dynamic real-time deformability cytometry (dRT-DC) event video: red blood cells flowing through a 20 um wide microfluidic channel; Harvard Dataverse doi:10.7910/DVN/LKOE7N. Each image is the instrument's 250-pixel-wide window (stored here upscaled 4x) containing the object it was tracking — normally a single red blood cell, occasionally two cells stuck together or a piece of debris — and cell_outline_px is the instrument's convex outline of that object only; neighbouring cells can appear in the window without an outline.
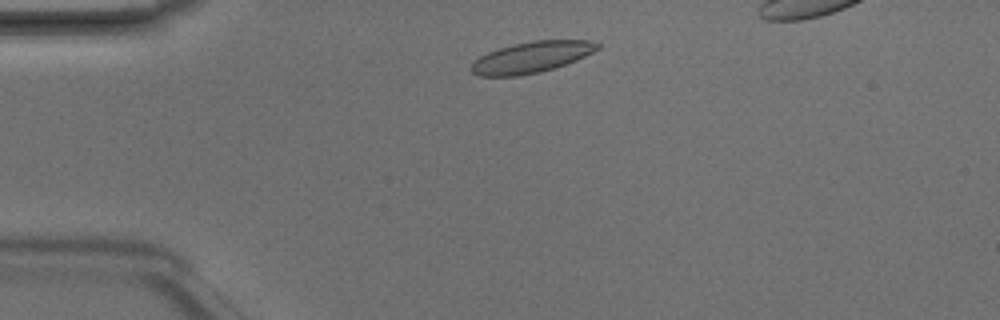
{"species": "Egyptian fruit bat (a non-hibernating species)", "species_latin": "Rousettus aegyptiacus", "temperature_condition": "room temperature", "stored_images_in_passage": 5, "camera_frame_rate_fps": 3000, "um_per_image_px": 0.085, "animal": {"sex": "male"}, "frame": {"image": 1, "passage_image": 2, "time_ms": 0.333, "image_size_px": [1000, 320], "cell_outline_px": [[600, 48], [576, 60], [540, 72], [516, 76], [480, 76], [472, 72], [472, 64], [480, 56], [488, 52], [512, 44], [532, 40], [592, 40], [600, 44]], "centroid_in_image_um": [45.19, 4.85], "position_along_channel_um": 39.8, "area_um2": 22.66}}